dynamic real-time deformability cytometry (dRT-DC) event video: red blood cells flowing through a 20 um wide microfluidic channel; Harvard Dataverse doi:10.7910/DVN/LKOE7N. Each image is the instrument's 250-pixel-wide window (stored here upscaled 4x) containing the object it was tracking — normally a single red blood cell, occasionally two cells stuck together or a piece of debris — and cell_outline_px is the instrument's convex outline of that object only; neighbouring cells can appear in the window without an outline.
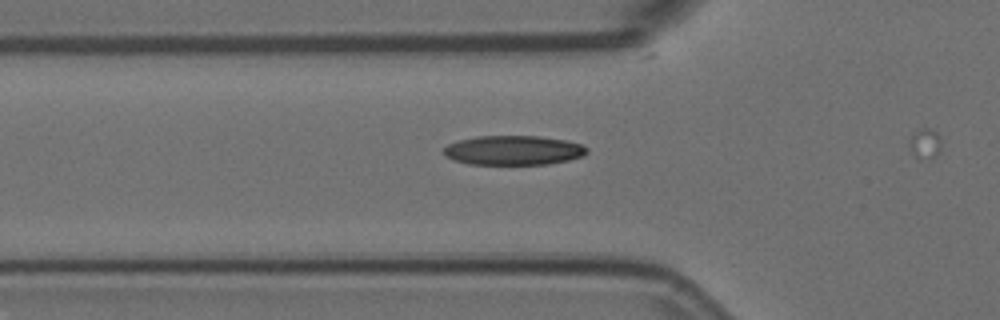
{"species": "Egyptian fruit bat (a non-hibernating species)", "species_latin": "Rousettus aegyptiacus", "temperature_condition": "room temperature", "stored_images_in_passage": 24, "camera_frame_rate_fps": 3000, "um_per_image_px": 0.085, "animal": {"sex": "female"}, "frame": {"image": 1, "passage_image": 12, "time_ms": 3.667, "image_size_px": [1000, 320], "cell_outline_px": [[588, 152], [584, 156], [568, 160], [548, 164], [468, 164], [444, 156], [444, 148], [448, 144], [460, 140], [476, 136], [536, 136], [564, 140], [580, 144], [588, 148]], "centroid_in_image_um": [43.65, 12.78], "position_along_channel_um": 82.2, "area_um2": 24.45}}
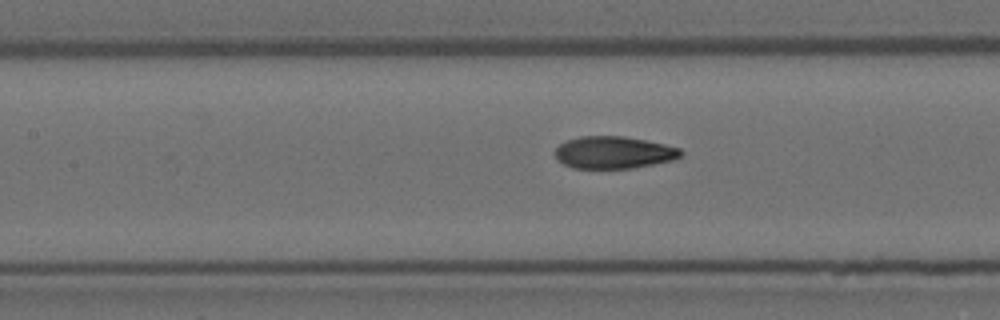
{"frame": {"image": 2, "passage_image": 18, "time_ms": 5.667, "image_size_px": [1000, 320], "cell_outline_px": [[684, 152], [680, 156], [672, 160], [632, 168], [572, 168], [556, 160], [556, 148], [560, 144], [568, 140], [580, 136], [624, 136], [664, 144], [680, 148]], "centroid_in_image_um": [52.15, 12.96], "position_along_channel_um": 155.2, "area_um2": 23.47}}
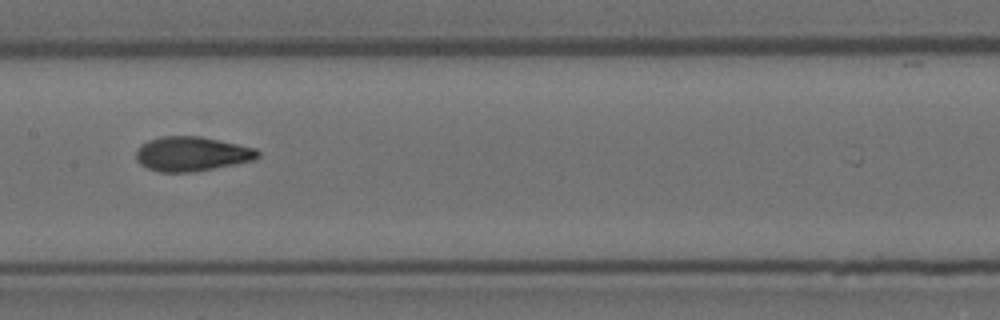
{"frame": {"image": 3, "passage_image": 21, "time_ms": 6.667, "image_size_px": [1000, 320], "cell_outline_px": [[260, 156], [256, 160], [192, 172], [160, 172], [148, 168], [140, 164], [136, 160], [136, 152], [140, 144], [148, 140], [160, 136], [200, 136], [256, 148], [260, 152]], "centroid_in_image_um": [16.3, 13.07], "position_along_channel_um": 191.1, "area_um2": 24.57}}